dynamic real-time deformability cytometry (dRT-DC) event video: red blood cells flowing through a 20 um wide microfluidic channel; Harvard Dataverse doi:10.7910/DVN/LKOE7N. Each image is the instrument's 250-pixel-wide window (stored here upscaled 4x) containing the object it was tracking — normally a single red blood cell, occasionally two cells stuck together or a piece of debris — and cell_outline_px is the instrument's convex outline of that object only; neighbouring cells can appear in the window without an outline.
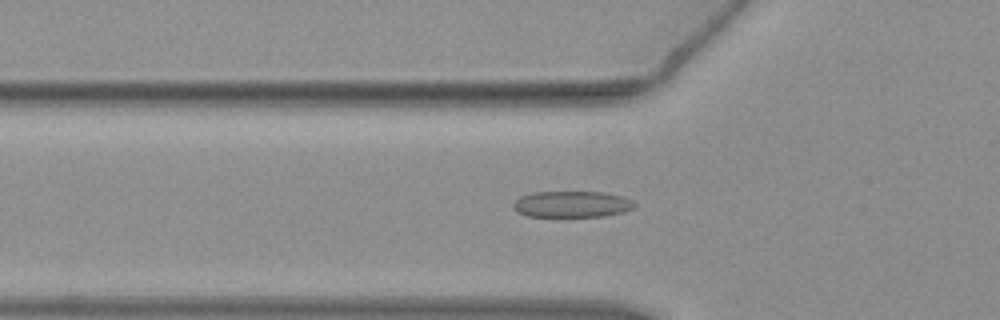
{"species": "common noctule bat (a hibernating species)", "species_latin": "Nyctalus noctula", "temperature_condition": "warm", "stored_images_in_passage": 30, "camera_frame_rate_fps": 3000, "um_per_image_px": 0.085, "animal": {"sex": "female", "body_mass_g": 19.3, "forearm_length_mm": 54.1}, "frame": {"image": 1, "passage_image": 19, "time_ms": 6.0, "image_size_px": [1000, 320], "cell_outline_px": [[636, 204], [632, 208], [624, 212], [604, 216], [528, 216], [516, 212], [512, 208], [512, 204], [520, 196], [536, 192], [604, 192], [620, 196], [632, 200]], "centroid_in_image_um": [48.58, 17.36], "position_along_channel_um": 77.2, "area_um2": 18.5}}
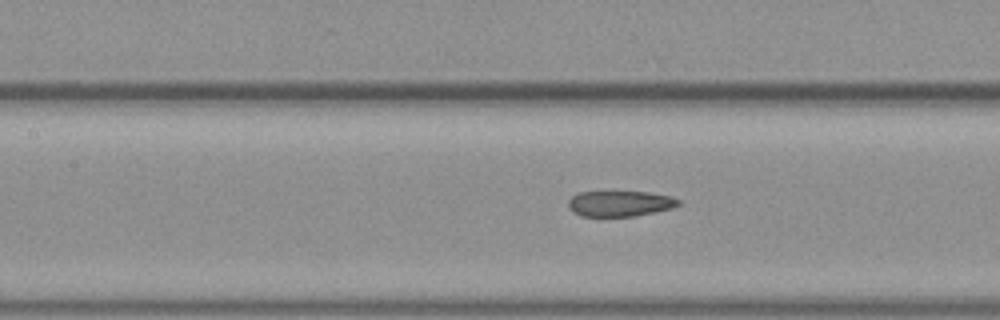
{"frame": {"image": 2, "passage_image": 25, "time_ms": 8.0, "image_size_px": [1000, 320], "cell_outline_px": [[680, 204], [672, 208], [656, 212], [636, 216], [580, 216], [572, 212], [568, 208], [568, 200], [572, 196], [580, 192], [648, 192], [668, 196], [680, 200]], "centroid_in_image_um": [52.66, 17.31], "position_along_channel_um": 154.7, "area_um2": 16.47}}
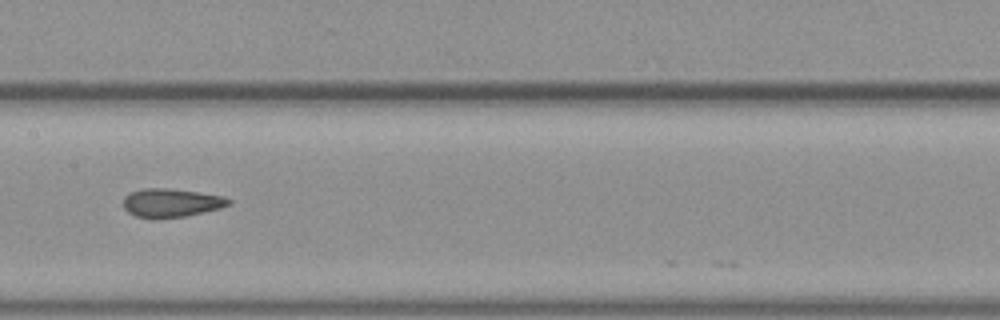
{"frame": {"image": 3, "passage_image": 28, "time_ms": 9.0, "image_size_px": [1000, 320], "cell_outline_px": [[232, 204], [220, 208], [188, 216], [152, 220], [136, 216], [128, 212], [124, 208], [124, 196], [132, 192], [144, 188], [168, 188], [224, 196], [232, 200]], "centroid_in_image_um": [14.56, 17.26], "position_along_channel_um": 192.8, "area_um2": 17.8}}